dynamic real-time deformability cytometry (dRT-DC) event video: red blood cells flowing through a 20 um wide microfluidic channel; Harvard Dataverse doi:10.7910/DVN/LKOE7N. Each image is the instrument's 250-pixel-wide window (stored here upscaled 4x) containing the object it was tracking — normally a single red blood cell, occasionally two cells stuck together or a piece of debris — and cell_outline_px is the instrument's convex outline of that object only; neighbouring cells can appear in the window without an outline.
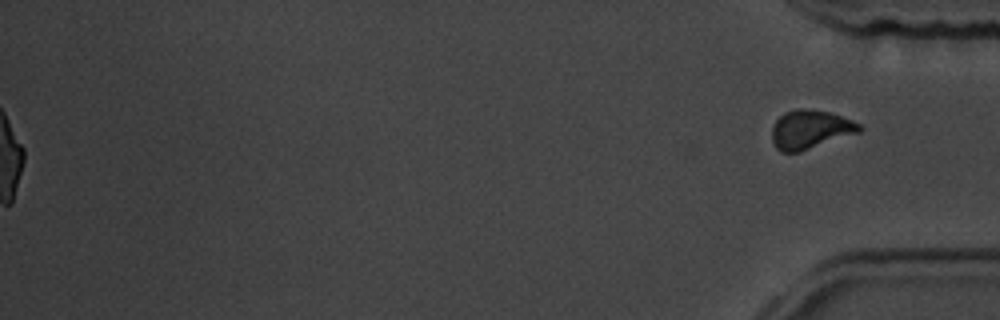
{"species": "common noctule bat (a hibernating species)", "species_latin": "Nyctalus noctula", "temperature_condition": "room temperature", "stored_images_in_passage": 16, "segment_of_instrument_passage": [2, 2], "camera_frame_rate_fps": 3000, "um_per_image_px": 0.085, "animal": {"sex": "male", "body_mass_g": 19.5, "forearm_length_mm": 54.6}, "frame": {"image": 1, "passage_image": 16, "time_ms": 5.0, "image_size_px": [1000, 320], "cell_outline_px": [[864, 128], [860, 132], [800, 152], [780, 152], [776, 148], [772, 140], [772, 128], [776, 120], [784, 112], [796, 108], [800, 108], [828, 112], [852, 120], [860, 124]], "centroid_in_image_um": [68.86, 11.01], "position_along_channel_um": 366.3, "area_um2": 19.77}}